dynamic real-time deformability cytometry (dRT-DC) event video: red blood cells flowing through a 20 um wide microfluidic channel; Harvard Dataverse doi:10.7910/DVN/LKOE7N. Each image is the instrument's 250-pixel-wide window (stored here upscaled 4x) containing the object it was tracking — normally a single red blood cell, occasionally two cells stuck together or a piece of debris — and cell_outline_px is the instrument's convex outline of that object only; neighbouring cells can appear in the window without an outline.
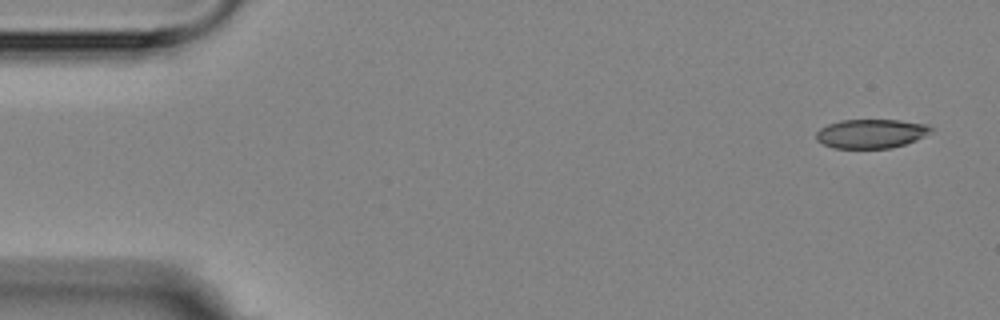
{"species": "Egyptian fruit bat (a non-hibernating species)", "species_latin": "Rousettus aegyptiacus", "temperature_condition": "room temperature", "stored_images_in_passage": 6, "camera_frame_rate_fps": 3000, "um_per_image_px": 0.085, "animal": {"sex": "female"}, "frame": {"image": 1, "passage_image": 1, "time_ms": 0.0, "image_size_px": [1000, 320], "cell_outline_px": [[932, 128], [924, 136], [916, 140], [892, 148], [832, 148], [816, 140], [816, 132], [820, 128], [828, 124], [840, 120], [900, 120], [928, 124]], "centroid_in_image_um": [74.01, 11.35], "position_along_channel_um": 11.0, "area_um2": 19.42}}
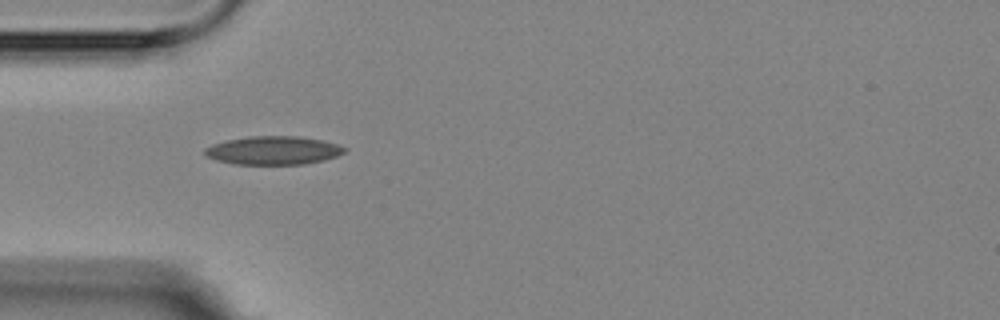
{"frame": {"image": 2, "passage_image": 5, "time_ms": 4.667, "image_size_px": [1000, 320], "cell_outline_px": [[348, 148], [344, 152], [336, 156], [324, 160], [304, 164], [236, 164], [216, 160], [204, 156], [204, 148], [212, 144], [228, 140], [248, 136], [300, 136], [324, 140]], "centroid_in_image_um": [23.22, 12.78], "position_along_channel_um": 61.8, "area_um2": 23.24}}
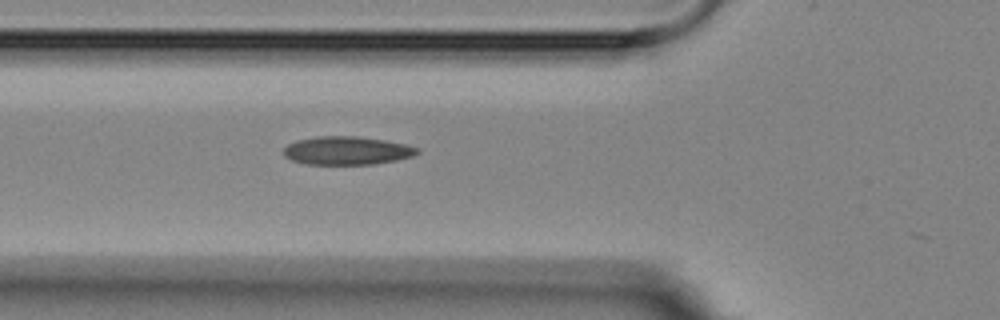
{"frame": {"image": 3, "passage_image": 6, "time_ms": 5.667, "image_size_px": [1000, 320], "cell_outline_px": [[420, 152], [412, 156], [396, 160], [376, 164], [304, 164], [292, 160], [284, 156], [284, 148], [288, 144], [296, 140], [316, 136], [356, 136], [384, 140], [404, 144], [416, 148]], "centroid_in_image_um": [29.45, 12.8], "position_along_channel_um": 96.4, "area_um2": 21.96}}